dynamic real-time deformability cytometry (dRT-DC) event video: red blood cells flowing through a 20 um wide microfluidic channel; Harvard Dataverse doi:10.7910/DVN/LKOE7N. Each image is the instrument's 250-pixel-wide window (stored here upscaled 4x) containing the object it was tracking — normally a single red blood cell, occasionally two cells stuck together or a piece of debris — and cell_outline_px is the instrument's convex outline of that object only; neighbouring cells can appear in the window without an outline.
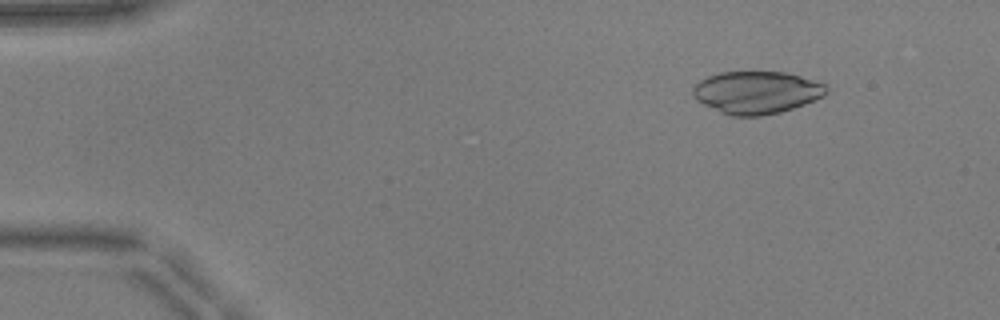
{"species": "common noctule bat (a hibernating species)", "species_latin": "Nyctalus noctula", "temperature_condition": "warm", "stored_images_in_passage": 32, "camera_frame_rate_fps": 3000, "um_per_image_px": 0.085, "animal": {"sex": "male", "body_mass_g": 17.9, "forearm_length_mm": 54.2}, "frame": {"image": 1, "passage_image": 6, "time_ms": 1.667, "image_size_px": [1000, 320], "cell_outline_px": [[828, 92], [824, 96], [804, 104], [780, 112], [760, 116], [732, 116], [720, 112], [696, 100], [692, 96], [692, 88], [700, 80], [708, 76], [720, 72], [784, 72], [800, 76], [828, 84]], "centroid_in_image_um": [64.31, 7.85], "position_along_channel_um": 20.7, "area_um2": 33.12}}